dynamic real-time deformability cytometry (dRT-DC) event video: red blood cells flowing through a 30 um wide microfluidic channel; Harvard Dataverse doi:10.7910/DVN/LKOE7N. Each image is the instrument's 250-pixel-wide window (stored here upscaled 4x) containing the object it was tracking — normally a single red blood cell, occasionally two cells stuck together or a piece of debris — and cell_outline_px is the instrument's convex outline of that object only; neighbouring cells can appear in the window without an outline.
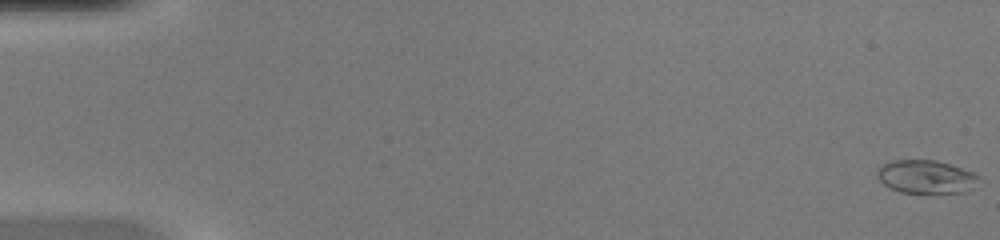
{"species": "common noctule bat (a hibernating species)", "species_latin": "Nyctalus noctula", "temperature_condition": "warm", "stored_images_in_passage": 51, "camera_frame_rate_fps": 3000, "um_per_image_px": 0.085, "animal": {"sex": "female", "body_mass_g": 20.0, "forearm_length_mm": 54.0}, "frame": {"image": 1, "passage_image": 1, "time_ms": 0.0, "image_size_px": [1000, 240], "cell_outline_px": [[980, 176], [972, 188], [964, 192], [928, 196], [924, 196], [900, 192], [888, 188], [876, 176], [876, 168], [892, 160], [936, 160], [972, 172]], "centroid_in_image_um": [78.67, 15.08], "position_along_channel_um": 6.3, "area_um2": 20.46}}
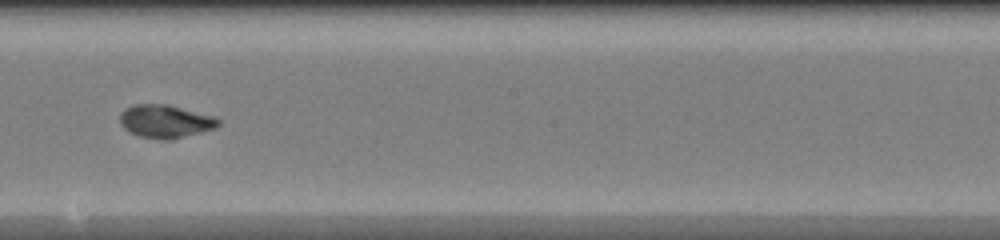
{"frame": {"image": 2, "passage_image": 30, "time_ms": 9.667, "image_size_px": [1000, 240], "cell_outline_px": [[220, 124], [212, 128], [200, 132], [172, 140], [160, 140], [140, 136], [128, 132], [120, 124], [120, 112], [124, 108], [132, 104], [164, 104], [212, 116], [220, 120]], "centroid_in_image_um": [13.97, 10.32], "position_along_channel_um": 234.2, "area_um2": 18.84}}
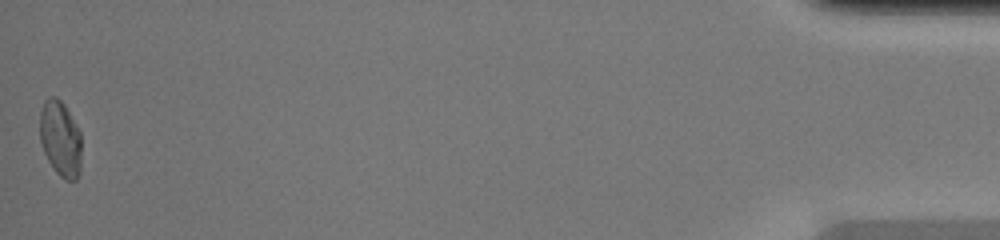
{"frame": {"image": 3, "passage_image": 51, "time_ms": 16.667, "image_size_px": [1000, 240], "cell_outline_px": [[80, 172], [76, 180], [64, 180], [56, 172], [48, 160], [44, 152], [40, 140], [40, 112], [44, 100], [48, 96], [56, 96], [64, 104], [80, 132]], "centroid_in_image_um": [5.12, 11.78], "position_along_channel_um": 430.1, "area_um2": 18.32}, "authors_computed_cell_mechanics": {"area_um2": 18.785, "velocity_mm_per_s": 4.133, "shape_relaxation_time_tau1_ms": 5.9084, "shape_relaxation_time_tau2_ms": null, "deformation_change_tau1": 0.2509, "deformation_change_tau2": null}}